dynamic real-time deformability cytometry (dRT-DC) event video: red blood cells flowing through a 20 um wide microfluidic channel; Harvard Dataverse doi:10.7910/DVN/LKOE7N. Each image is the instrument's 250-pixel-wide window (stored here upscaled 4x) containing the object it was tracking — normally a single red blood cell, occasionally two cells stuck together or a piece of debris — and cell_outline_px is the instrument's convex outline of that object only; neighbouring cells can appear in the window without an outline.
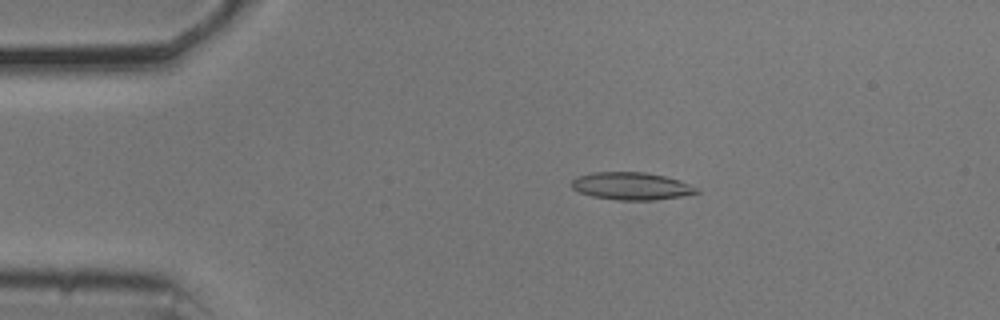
{"species": "common noctule bat (a hibernating species)", "species_latin": "Nyctalus noctula", "temperature_condition": "cold", "stored_images_in_passage": 54, "camera_frame_rate_fps": 3000, "um_per_image_px": 0.085, "animal": {"sex": "male", "body_mass_g": 20.5, "forearm_length_mm": 52.5}, "frame": {"image": 1, "passage_image": 10, "time_ms": 3.0, "image_size_px": [1000, 320], "cell_outline_px": [[700, 192], [680, 196], [652, 200], [620, 200], [592, 196], [580, 192], [572, 188], [572, 180], [576, 176], [592, 172], [644, 172], [664, 176], [680, 180], [696, 188]], "centroid_in_image_um": [53.63, 15.81], "position_along_channel_um": 31.4, "area_um2": 19.83}}
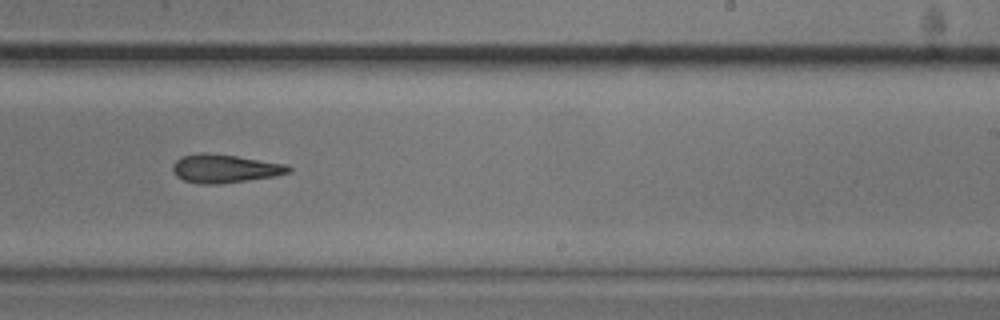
{"frame": {"image": 2, "passage_image": 33, "time_ms": 10.667, "image_size_px": [1000, 320], "cell_outline_px": [[292, 172], [276, 176], [220, 184], [200, 184], [184, 180], [176, 176], [172, 168], [172, 164], [180, 156], [200, 152], [204, 152], [236, 156], [288, 164], [292, 168]], "centroid_in_image_um": [19.12, 14.32], "position_along_channel_um": 269.9, "area_um2": 19.42}}
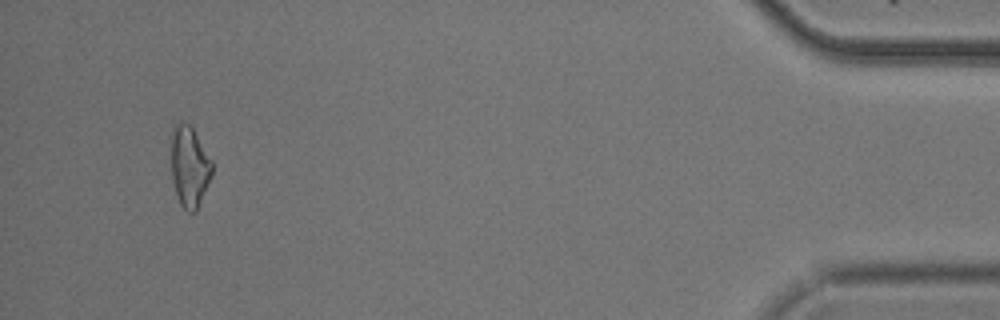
{"frame": {"image": 3, "passage_image": 51, "time_ms": 16.667, "image_size_px": [1000, 320], "cell_outline_px": [[212, 176], [196, 212], [188, 212], [180, 204], [172, 180], [172, 128], [180, 120], [184, 120], [192, 128], [212, 160]], "centroid_in_image_um": [16.11, 14.16], "position_along_channel_um": 419.1, "area_um2": 19.19}, "authors_computed_cell_mechanics": {"area_um2": 19.3341, "velocity_mm_per_s": 3.7101, "shape_relaxation_time_tau1_ms": 6.6087, "shape_relaxation_time_tau2_ms": 2.8938, "deformation_change_tau1": 0.1647, "deformation_change_tau2": 0.1195}}